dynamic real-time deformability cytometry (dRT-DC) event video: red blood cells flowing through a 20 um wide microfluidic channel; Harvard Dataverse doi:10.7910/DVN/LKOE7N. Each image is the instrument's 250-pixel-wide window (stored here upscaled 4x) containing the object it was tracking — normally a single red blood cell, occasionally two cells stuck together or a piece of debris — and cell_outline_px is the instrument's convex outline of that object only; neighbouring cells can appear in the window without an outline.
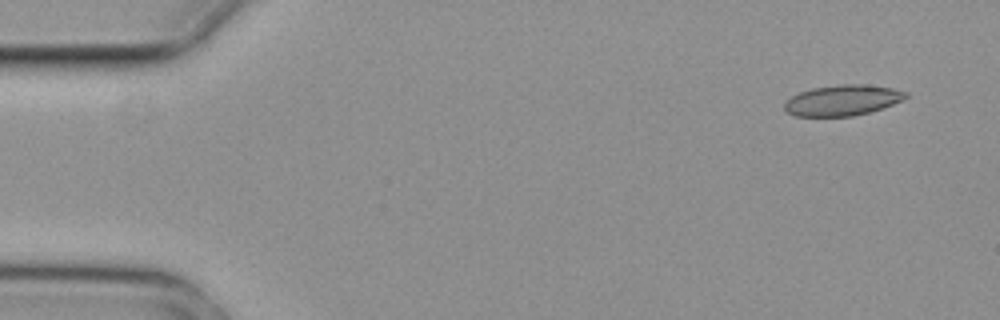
{"species": "common noctule bat (a hibernating species)", "species_latin": "Nyctalus noctula", "temperature_condition": "cold", "stored_images_in_passage": 4, "camera_frame_rate_fps": 3000, "um_per_image_px": 0.085, "animal": {"sex": "female", "body_mass_g": 29.2, "forearm_length_mm": 56.3}, "frame": {"image": 1, "passage_image": 1, "time_ms": 0.0, "image_size_px": [1000, 320], "cell_outline_px": [[908, 96], [892, 104], [868, 112], [852, 116], [796, 116], [784, 112], [784, 104], [792, 96], [800, 92], [812, 88], [840, 84], [864, 84], [892, 88], [908, 92]], "centroid_in_image_um": [71.58, 8.52], "position_along_channel_um": 13.4, "area_um2": 21.5}}
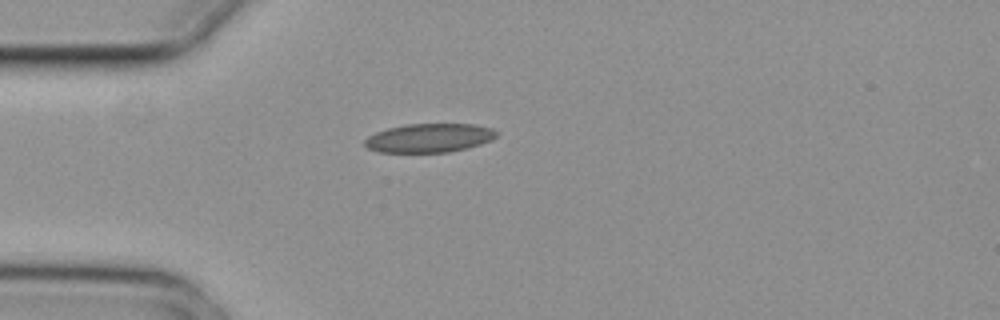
{"frame": {"image": 2, "passage_image": 4, "time_ms": 1.0, "image_size_px": [1000, 320], "cell_outline_px": [[496, 136], [492, 140], [468, 148], [448, 152], [380, 152], [368, 148], [364, 144], [364, 140], [368, 136], [376, 132], [388, 128], [408, 124], [472, 124], [492, 128], [496, 132]], "centroid_in_image_um": [36.48, 11.73], "position_along_channel_um": 48.5, "area_um2": 22.02}}